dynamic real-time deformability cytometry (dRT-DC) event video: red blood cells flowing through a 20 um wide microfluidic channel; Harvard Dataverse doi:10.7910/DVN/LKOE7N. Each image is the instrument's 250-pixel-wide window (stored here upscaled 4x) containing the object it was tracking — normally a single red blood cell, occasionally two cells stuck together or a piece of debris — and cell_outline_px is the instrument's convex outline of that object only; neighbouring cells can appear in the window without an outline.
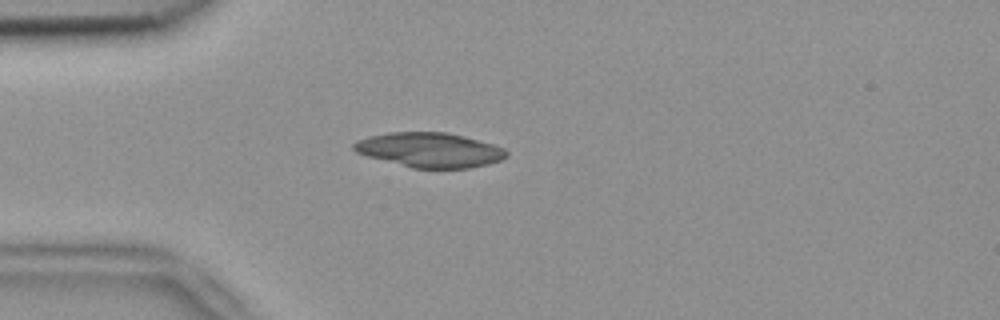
{"species": "common noctule bat (a hibernating species)", "species_latin": "Nyctalus noctula", "temperature_condition": "room temperature", "stored_images_in_passage": 5, "camera_frame_rate_fps": 3000, "um_per_image_px": 0.085, "animal": {"sex": "female", "body_mass_g": 18.4}, "frame": {"image": 1, "passage_image": 3, "time_ms": 0.667, "image_size_px": [1000, 320], "cell_outline_px": [[508, 156], [500, 160], [488, 164], [468, 168], [412, 168], [368, 156], [356, 152], [352, 148], [352, 144], [356, 140], [368, 136], [388, 132], [444, 132], [464, 136], [492, 144], [504, 148], [508, 152]], "centroid_in_image_um": [36.5, 12.74], "position_along_channel_um": 48.5, "area_um2": 30.81}}